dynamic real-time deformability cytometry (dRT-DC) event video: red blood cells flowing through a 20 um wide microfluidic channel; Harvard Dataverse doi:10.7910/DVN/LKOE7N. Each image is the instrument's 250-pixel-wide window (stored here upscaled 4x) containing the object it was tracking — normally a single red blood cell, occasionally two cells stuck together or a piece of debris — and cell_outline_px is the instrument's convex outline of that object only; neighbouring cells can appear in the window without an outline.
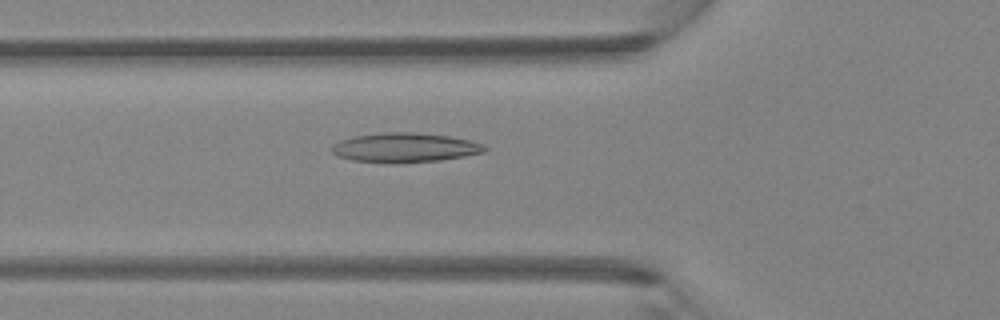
{"species": "Egyptian fruit bat (a non-hibernating species)", "species_latin": "Rousettus aegyptiacus", "temperature_condition": "room temperature", "stored_images_in_passage": 32, "camera_frame_rate_fps": 3000, "um_per_image_px": 0.085, "animal": {"sex": "female"}, "frame": {"image": 1, "passage_image": 3, "time_ms": 0.667, "image_size_px": [1000, 320], "cell_outline_px": [[488, 148], [484, 152], [464, 156], [440, 160], [396, 164], [388, 164], [352, 160], [340, 156], [332, 152], [332, 148], [340, 140], [356, 136], [388, 132], [412, 132], [448, 136], [468, 140], [484, 144]], "centroid_in_image_um": [34.44, 12.56], "position_along_channel_um": 91.4, "area_um2": 26.13}}
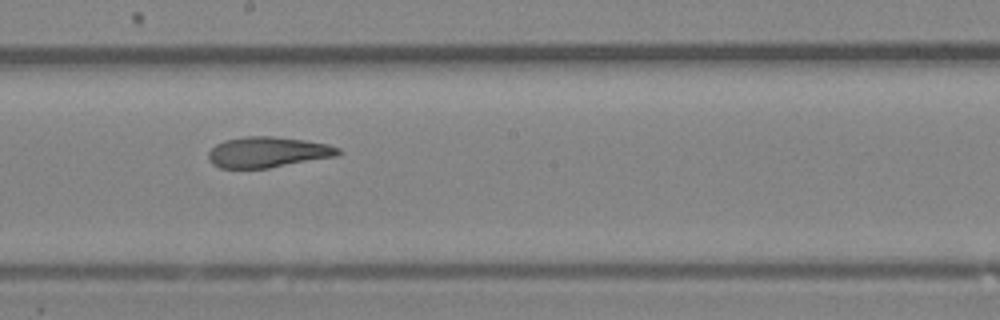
{"frame": {"image": 2, "passage_image": 12, "time_ms": 3.667, "image_size_px": [1000, 320], "cell_outline_px": [[344, 152], [340, 156], [268, 168], [220, 168], [212, 164], [208, 160], [208, 152], [216, 144], [224, 140], [244, 136], [272, 136], [304, 140], [328, 144], [340, 148]], "centroid_in_image_um": [22.8, 12.93], "position_along_channel_um": 225.4, "area_um2": 23.52}}
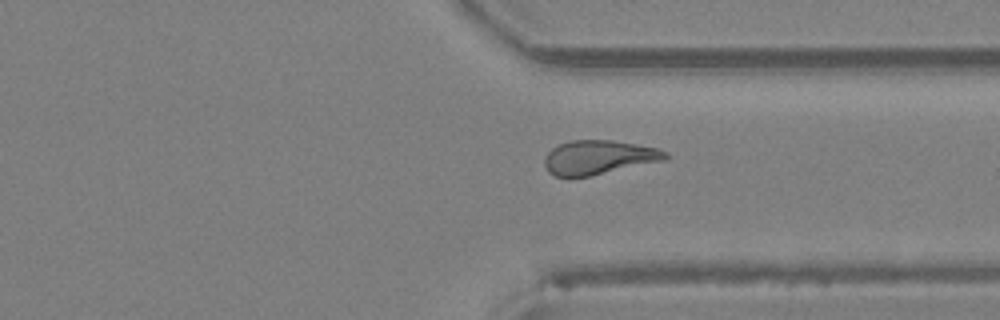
{"frame": {"image": 3, "passage_image": 21, "time_ms": 6.667, "image_size_px": [1000, 320], "cell_outline_px": [[668, 156], [664, 160], [588, 176], [556, 176], [548, 172], [544, 164], [544, 156], [552, 148], [560, 144], [572, 140], [612, 140], [636, 144], [656, 148], [668, 152]], "centroid_in_image_um": [50.86, 13.36], "position_along_channel_um": 360.5, "area_um2": 23.7}}